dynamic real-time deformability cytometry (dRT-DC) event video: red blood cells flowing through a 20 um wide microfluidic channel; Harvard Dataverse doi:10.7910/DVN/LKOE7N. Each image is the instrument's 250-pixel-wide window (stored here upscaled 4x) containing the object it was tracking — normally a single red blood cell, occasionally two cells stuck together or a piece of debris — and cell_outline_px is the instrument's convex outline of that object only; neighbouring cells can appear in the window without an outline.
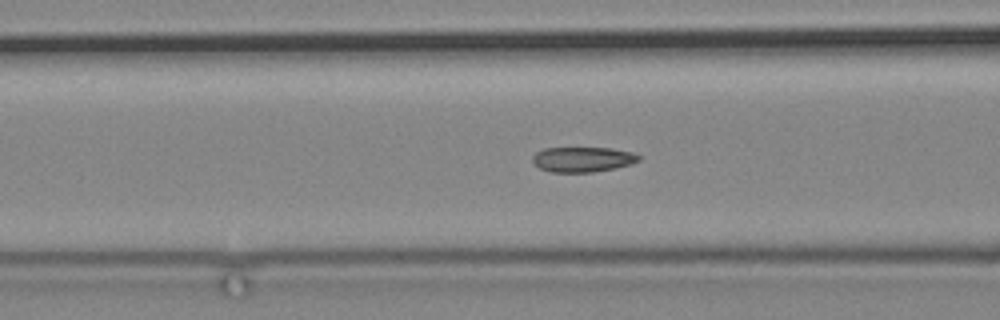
{"species": "common noctule bat (a hibernating species)", "species_latin": "Nyctalus noctula", "temperature_condition": "cold", "stored_images_in_passage": 79, "camera_frame_rate_fps": 3000, "um_per_image_px": 0.085, "animal": {"sex": "male", "body_mass_g": 19.2, "forearm_length_mm": 51.8}, "frame": {"image": 1, "passage_image": 41, "time_ms": 13.333, "image_size_px": [1000, 320], "cell_outline_px": [[640, 160], [632, 164], [592, 172], [552, 172], [540, 168], [532, 160], [532, 156], [536, 152], [544, 148], [612, 148], [632, 152], [640, 156]], "centroid_in_image_um": [49.53, 13.54], "position_along_channel_um": 117.1, "area_um2": 15.43}}
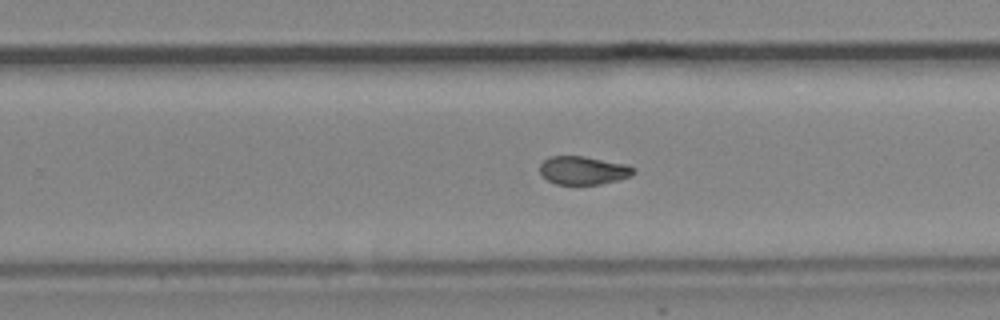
{"frame": {"image": 2, "passage_image": 56, "time_ms": 18.333, "image_size_px": [1000, 320], "cell_outline_px": [[636, 172], [632, 176], [600, 184], [556, 184], [548, 180], [540, 172], [540, 164], [548, 156], [584, 156], [628, 164], [636, 168]], "centroid_in_image_um": [49.62, 14.47], "position_along_channel_um": 280.2, "area_um2": 15.55}}
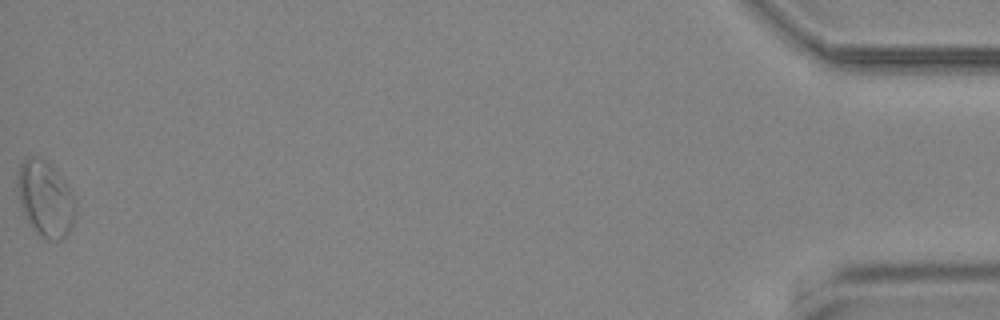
{"frame": {"image": 3, "passage_image": 79, "time_ms": 26.0, "image_size_px": [1000, 320], "cell_outline_px": [[76, 212], [72, 224], [68, 232], [60, 240], [48, 240], [40, 236], [28, 224], [24, 216], [20, 200], [16, 176], [16, 172], [24, 156], [36, 156], [44, 160], [60, 176], [72, 192], [76, 204]], "centroid_in_image_um": [3.83, 16.9], "position_along_channel_um": 431.4, "area_um2": 25.61}}